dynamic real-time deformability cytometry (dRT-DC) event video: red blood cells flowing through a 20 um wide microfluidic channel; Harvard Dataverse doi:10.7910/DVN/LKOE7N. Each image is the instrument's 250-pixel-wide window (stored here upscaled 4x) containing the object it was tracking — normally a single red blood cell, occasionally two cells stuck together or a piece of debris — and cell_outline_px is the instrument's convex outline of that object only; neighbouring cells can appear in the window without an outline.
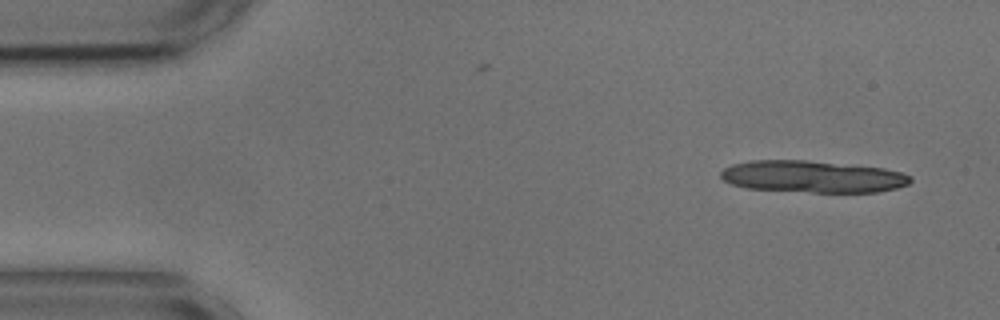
{"species": "common noctule bat (a hibernating species)", "species_latin": "Nyctalus noctula", "temperature_condition": "cold", "stored_images_in_passage": 11, "camera_frame_rate_fps": 3000, "um_per_image_px": 0.085, "animal": {"sex": "male", "body_mass_g": 17.9, "forearm_length_mm": 54.2}, "frame": {"image": 1, "passage_image": 2, "time_ms": 0.333, "image_size_px": [1000, 320], "cell_outline_px": [[912, 180], [908, 184], [896, 188], [876, 192], [812, 192], [748, 188], [732, 184], [724, 180], [720, 176], [720, 172], [724, 168], [732, 164], [748, 160], [804, 160], [884, 168], [900, 172], [912, 176]], "centroid_in_image_um": [69.06, 15.01], "position_along_channel_um": 15.9, "area_um2": 35.14}}